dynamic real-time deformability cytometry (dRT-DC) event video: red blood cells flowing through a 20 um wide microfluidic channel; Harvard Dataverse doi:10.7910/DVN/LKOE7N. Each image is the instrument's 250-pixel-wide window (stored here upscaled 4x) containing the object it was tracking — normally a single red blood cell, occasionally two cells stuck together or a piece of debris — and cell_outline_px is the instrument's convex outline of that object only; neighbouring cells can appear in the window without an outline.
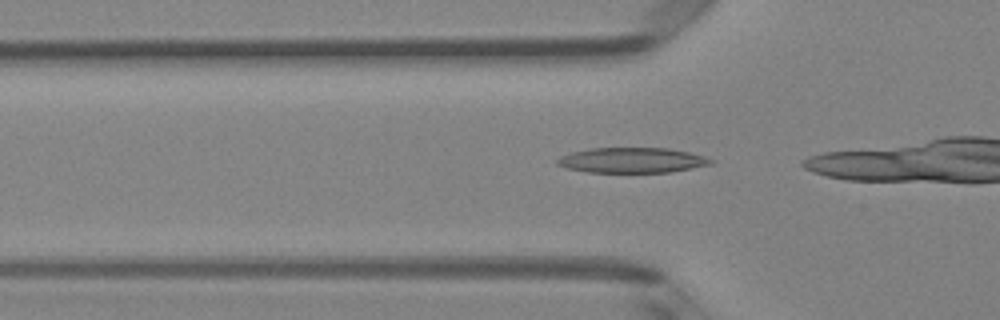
{"species": "Egyptian fruit bat (a non-hibernating species)", "species_latin": "Rousettus aegyptiacus", "temperature_condition": "room temperature", "stored_images_in_passage": 13, "camera_frame_rate_fps": 3000, "um_per_image_px": 0.085, "animal": {"sex": "female"}, "frame": {"image": 1, "passage_image": 10, "time_ms": 3.0, "image_size_px": [1000, 320], "cell_outline_px": [[716, 160], [712, 164], [692, 168], [668, 172], [588, 172], [568, 168], [556, 164], [556, 160], [560, 156], [572, 152], [592, 148], [668, 148], [688, 152], [704, 156]], "centroid_in_image_um": [53.74, 13.61], "position_along_channel_um": 72.1, "area_um2": 22.48}}